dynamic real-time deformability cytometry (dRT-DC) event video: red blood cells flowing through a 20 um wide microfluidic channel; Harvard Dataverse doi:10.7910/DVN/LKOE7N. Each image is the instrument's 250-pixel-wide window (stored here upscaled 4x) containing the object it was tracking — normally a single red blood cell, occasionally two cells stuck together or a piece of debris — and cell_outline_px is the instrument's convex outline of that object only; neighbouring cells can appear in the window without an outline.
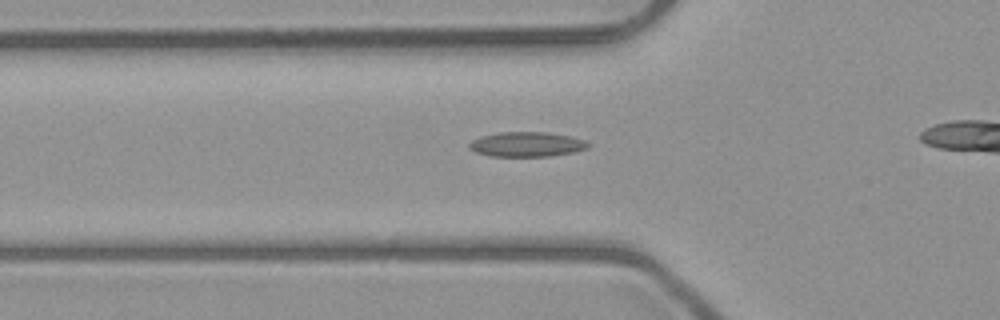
{"species": "common noctule bat (a hibernating species)", "species_latin": "Nyctalus noctula", "temperature_condition": "room temperature", "stored_images_in_passage": 35, "camera_frame_rate_fps": 3000, "um_per_image_px": 0.085, "animal": {"sex": "male", "body_mass_g": 23.1, "forearm_length_mm": 52.7}, "frame": {"image": 1, "passage_image": 11, "time_ms": 3.333, "image_size_px": [1000, 320], "cell_outline_px": [[588, 148], [572, 152], [548, 156], [488, 156], [476, 152], [468, 148], [468, 144], [472, 140], [480, 136], [500, 132], [548, 132], [568, 136], [584, 140], [588, 144]], "centroid_in_image_um": [44.71, 12.26], "position_along_channel_um": 81.1, "area_um2": 17.05}}
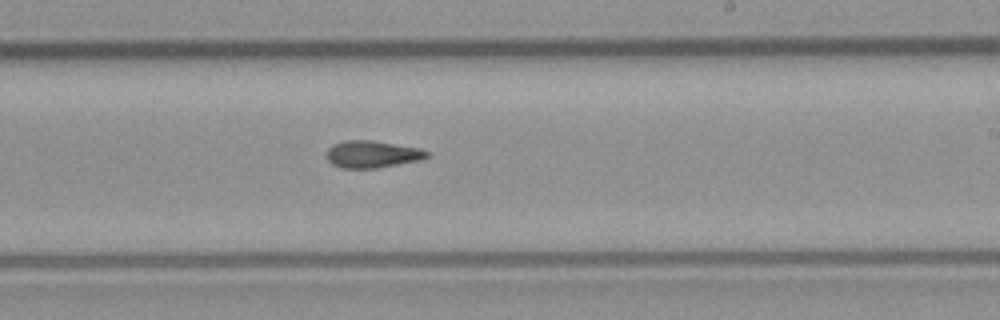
{"frame": {"image": 2, "passage_image": 24, "time_ms": 7.667, "image_size_px": [1000, 320], "cell_outline_px": [[428, 156], [416, 160], [376, 168], [340, 168], [332, 164], [328, 160], [328, 148], [332, 144], [344, 140], [372, 140], [420, 148], [428, 152]], "centroid_in_image_um": [31.58, 13.09], "position_along_channel_um": 257.4, "area_um2": 15.61}}
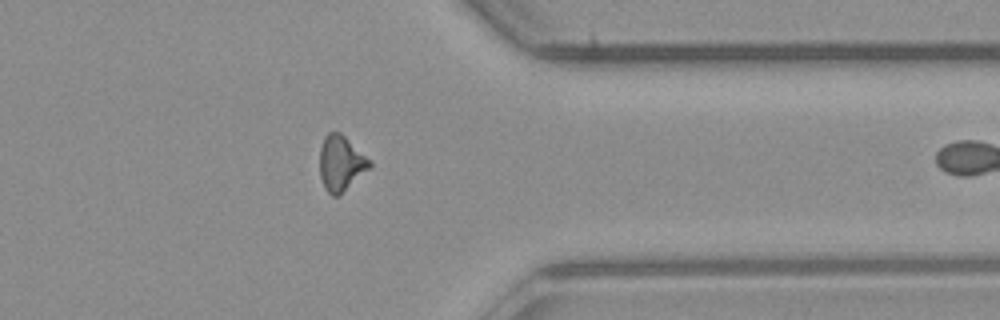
{"frame": {"image": 3, "passage_image": 34, "time_ms": 11.0, "image_size_px": [1000, 320], "cell_outline_px": [[372, 164], [340, 196], [332, 196], [324, 188], [320, 176], [320, 148], [324, 136], [328, 132], [340, 132]], "centroid_in_image_um": [28.92, 13.9], "position_along_channel_um": 382.5, "area_um2": 15.66}}